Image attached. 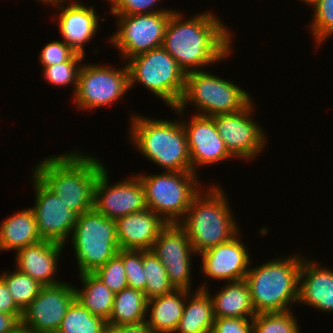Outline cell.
<instances>
[{"label": "cell", "instance_id": "cell-2", "mask_svg": "<svg viewBox=\"0 0 333 333\" xmlns=\"http://www.w3.org/2000/svg\"><path fill=\"white\" fill-rule=\"evenodd\" d=\"M72 151L41 160L32 174L79 216L93 209L95 183L105 165L96 156Z\"/></svg>", "mask_w": 333, "mask_h": 333}, {"label": "cell", "instance_id": "cell-45", "mask_svg": "<svg viewBox=\"0 0 333 333\" xmlns=\"http://www.w3.org/2000/svg\"><path fill=\"white\" fill-rule=\"evenodd\" d=\"M305 4L312 6L317 0H301Z\"/></svg>", "mask_w": 333, "mask_h": 333}, {"label": "cell", "instance_id": "cell-10", "mask_svg": "<svg viewBox=\"0 0 333 333\" xmlns=\"http://www.w3.org/2000/svg\"><path fill=\"white\" fill-rule=\"evenodd\" d=\"M110 65L82 64L74 95L77 109L91 110L107 107L122 100L130 91L126 63L118 69Z\"/></svg>", "mask_w": 333, "mask_h": 333}, {"label": "cell", "instance_id": "cell-26", "mask_svg": "<svg viewBox=\"0 0 333 333\" xmlns=\"http://www.w3.org/2000/svg\"><path fill=\"white\" fill-rule=\"evenodd\" d=\"M223 287L213 297L210 294L215 318H253L256 315L245 280L228 282Z\"/></svg>", "mask_w": 333, "mask_h": 333}, {"label": "cell", "instance_id": "cell-19", "mask_svg": "<svg viewBox=\"0 0 333 333\" xmlns=\"http://www.w3.org/2000/svg\"><path fill=\"white\" fill-rule=\"evenodd\" d=\"M68 1L70 0H59L49 5H55L60 11L56 19L63 41L77 53L85 55L84 44L89 43L100 29V16L96 14L93 5L87 7L78 0H71L73 3L70 4Z\"/></svg>", "mask_w": 333, "mask_h": 333}, {"label": "cell", "instance_id": "cell-16", "mask_svg": "<svg viewBox=\"0 0 333 333\" xmlns=\"http://www.w3.org/2000/svg\"><path fill=\"white\" fill-rule=\"evenodd\" d=\"M32 177L35 205L31 208L36 217L38 233L42 240L65 245L72 235L77 215L34 174Z\"/></svg>", "mask_w": 333, "mask_h": 333}, {"label": "cell", "instance_id": "cell-20", "mask_svg": "<svg viewBox=\"0 0 333 333\" xmlns=\"http://www.w3.org/2000/svg\"><path fill=\"white\" fill-rule=\"evenodd\" d=\"M167 225L149 208L120 217L116 220L119 247L122 250H151Z\"/></svg>", "mask_w": 333, "mask_h": 333}, {"label": "cell", "instance_id": "cell-7", "mask_svg": "<svg viewBox=\"0 0 333 333\" xmlns=\"http://www.w3.org/2000/svg\"><path fill=\"white\" fill-rule=\"evenodd\" d=\"M251 100L250 94L240 86L201 70L186 74L183 96L173 110L183 115L187 105L192 103L199 109L197 115L213 117L240 111Z\"/></svg>", "mask_w": 333, "mask_h": 333}, {"label": "cell", "instance_id": "cell-12", "mask_svg": "<svg viewBox=\"0 0 333 333\" xmlns=\"http://www.w3.org/2000/svg\"><path fill=\"white\" fill-rule=\"evenodd\" d=\"M254 108L251 100L240 111L213 116L218 133L234 158L253 161L266 145L265 130L251 118Z\"/></svg>", "mask_w": 333, "mask_h": 333}, {"label": "cell", "instance_id": "cell-41", "mask_svg": "<svg viewBox=\"0 0 333 333\" xmlns=\"http://www.w3.org/2000/svg\"><path fill=\"white\" fill-rule=\"evenodd\" d=\"M107 333H155L145 322L139 324L108 326Z\"/></svg>", "mask_w": 333, "mask_h": 333}, {"label": "cell", "instance_id": "cell-27", "mask_svg": "<svg viewBox=\"0 0 333 333\" xmlns=\"http://www.w3.org/2000/svg\"><path fill=\"white\" fill-rule=\"evenodd\" d=\"M78 276L84 288H75L76 299L94 316L108 321L112 313L115 293L94 273H84Z\"/></svg>", "mask_w": 333, "mask_h": 333}, {"label": "cell", "instance_id": "cell-6", "mask_svg": "<svg viewBox=\"0 0 333 333\" xmlns=\"http://www.w3.org/2000/svg\"><path fill=\"white\" fill-rule=\"evenodd\" d=\"M144 187L147 208L167 224H179L186 216L194 196L201 190L199 174L164 171L137 175ZM200 181V182H199Z\"/></svg>", "mask_w": 333, "mask_h": 333}, {"label": "cell", "instance_id": "cell-29", "mask_svg": "<svg viewBox=\"0 0 333 333\" xmlns=\"http://www.w3.org/2000/svg\"><path fill=\"white\" fill-rule=\"evenodd\" d=\"M107 321L94 316L77 299L69 306L57 333H107Z\"/></svg>", "mask_w": 333, "mask_h": 333}, {"label": "cell", "instance_id": "cell-11", "mask_svg": "<svg viewBox=\"0 0 333 333\" xmlns=\"http://www.w3.org/2000/svg\"><path fill=\"white\" fill-rule=\"evenodd\" d=\"M172 13L115 15L118 29L109 38V43L116 50L119 49L124 62L138 54L161 47Z\"/></svg>", "mask_w": 333, "mask_h": 333}, {"label": "cell", "instance_id": "cell-38", "mask_svg": "<svg viewBox=\"0 0 333 333\" xmlns=\"http://www.w3.org/2000/svg\"><path fill=\"white\" fill-rule=\"evenodd\" d=\"M76 51H74L64 41H51L42 48L39 54V62L43 69L47 66L67 62Z\"/></svg>", "mask_w": 333, "mask_h": 333}, {"label": "cell", "instance_id": "cell-22", "mask_svg": "<svg viewBox=\"0 0 333 333\" xmlns=\"http://www.w3.org/2000/svg\"><path fill=\"white\" fill-rule=\"evenodd\" d=\"M316 264L314 259L302 257L297 304L330 313L333 312V270Z\"/></svg>", "mask_w": 333, "mask_h": 333}, {"label": "cell", "instance_id": "cell-1", "mask_svg": "<svg viewBox=\"0 0 333 333\" xmlns=\"http://www.w3.org/2000/svg\"><path fill=\"white\" fill-rule=\"evenodd\" d=\"M183 16L178 10L171 14L162 47L185 74L201 71L232 54V32L219 16L210 11L185 21Z\"/></svg>", "mask_w": 333, "mask_h": 333}, {"label": "cell", "instance_id": "cell-39", "mask_svg": "<svg viewBox=\"0 0 333 333\" xmlns=\"http://www.w3.org/2000/svg\"><path fill=\"white\" fill-rule=\"evenodd\" d=\"M211 333H253V318H215Z\"/></svg>", "mask_w": 333, "mask_h": 333}, {"label": "cell", "instance_id": "cell-25", "mask_svg": "<svg viewBox=\"0 0 333 333\" xmlns=\"http://www.w3.org/2000/svg\"><path fill=\"white\" fill-rule=\"evenodd\" d=\"M206 285L205 283L197 288L193 295L191 291L188 293L183 314L175 332L211 333L215 317L210 290Z\"/></svg>", "mask_w": 333, "mask_h": 333}, {"label": "cell", "instance_id": "cell-43", "mask_svg": "<svg viewBox=\"0 0 333 333\" xmlns=\"http://www.w3.org/2000/svg\"><path fill=\"white\" fill-rule=\"evenodd\" d=\"M12 333H31V332L29 330H27L26 328L20 326Z\"/></svg>", "mask_w": 333, "mask_h": 333}, {"label": "cell", "instance_id": "cell-23", "mask_svg": "<svg viewBox=\"0 0 333 333\" xmlns=\"http://www.w3.org/2000/svg\"><path fill=\"white\" fill-rule=\"evenodd\" d=\"M188 293L189 290L175 289L172 293L147 300L148 319L145 323L155 333H175Z\"/></svg>", "mask_w": 333, "mask_h": 333}, {"label": "cell", "instance_id": "cell-34", "mask_svg": "<svg viewBox=\"0 0 333 333\" xmlns=\"http://www.w3.org/2000/svg\"><path fill=\"white\" fill-rule=\"evenodd\" d=\"M311 7L315 12L310 30L318 47L333 35V0H317Z\"/></svg>", "mask_w": 333, "mask_h": 333}, {"label": "cell", "instance_id": "cell-28", "mask_svg": "<svg viewBox=\"0 0 333 333\" xmlns=\"http://www.w3.org/2000/svg\"><path fill=\"white\" fill-rule=\"evenodd\" d=\"M147 299L144 292L126 288L114 294L108 326L139 324L146 321Z\"/></svg>", "mask_w": 333, "mask_h": 333}, {"label": "cell", "instance_id": "cell-14", "mask_svg": "<svg viewBox=\"0 0 333 333\" xmlns=\"http://www.w3.org/2000/svg\"><path fill=\"white\" fill-rule=\"evenodd\" d=\"M109 179L107 168L104 167L94 187L93 208L98 213L117 220L147 208L144 187L137 175L111 185Z\"/></svg>", "mask_w": 333, "mask_h": 333}, {"label": "cell", "instance_id": "cell-17", "mask_svg": "<svg viewBox=\"0 0 333 333\" xmlns=\"http://www.w3.org/2000/svg\"><path fill=\"white\" fill-rule=\"evenodd\" d=\"M187 123L185 120L182 121L193 173H198V166L206 167V165L223 162L228 158L234 159L226 149L213 117L195 114Z\"/></svg>", "mask_w": 333, "mask_h": 333}, {"label": "cell", "instance_id": "cell-4", "mask_svg": "<svg viewBox=\"0 0 333 333\" xmlns=\"http://www.w3.org/2000/svg\"><path fill=\"white\" fill-rule=\"evenodd\" d=\"M202 190L194 196L185 218L179 223L198 255L230 241L240 231L223 189L213 185L208 186L205 193Z\"/></svg>", "mask_w": 333, "mask_h": 333}, {"label": "cell", "instance_id": "cell-3", "mask_svg": "<svg viewBox=\"0 0 333 333\" xmlns=\"http://www.w3.org/2000/svg\"><path fill=\"white\" fill-rule=\"evenodd\" d=\"M182 120L150 119L133 113L130 140L137 152L164 171L193 172Z\"/></svg>", "mask_w": 333, "mask_h": 333}, {"label": "cell", "instance_id": "cell-36", "mask_svg": "<svg viewBox=\"0 0 333 333\" xmlns=\"http://www.w3.org/2000/svg\"><path fill=\"white\" fill-rule=\"evenodd\" d=\"M122 261L128 287L144 292L146 278L143 271V250H122Z\"/></svg>", "mask_w": 333, "mask_h": 333}, {"label": "cell", "instance_id": "cell-5", "mask_svg": "<svg viewBox=\"0 0 333 333\" xmlns=\"http://www.w3.org/2000/svg\"><path fill=\"white\" fill-rule=\"evenodd\" d=\"M301 264L302 256L293 255L249 268L245 281L256 314L293 310L291 305L298 303Z\"/></svg>", "mask_w": 333, "mask_h": 333}, {"label": "cell", "instance_id": "cell-37", "mask_svg": "<svg viewBox=\"0 0 333 333\" xmlns=\"http://www.w3.org/2000/svg\"><path fill=\"white\" fill-rule=\"evenodd\" d=\"M111 5L113 15H138L159 12H174L170 9H155L154 6L161 0H106ZM156 4V5H155ZM151 7V8H150Z\"/></svg>", "mask_w": 333, "mask_h": 333}, {"label": "cell", "instance_id": "cell-21", "mask_svg": "<svg viewBox=\"0 0 333 333\" xmlns=\"http://www.w3.org/2000/svg\"><path fill=\"white\" fill-rule=\"evenodd\" d=\"M63 244L42 240L39 243L23 247L16 252V269L29 275L43 286L62 283L55 279L58 269V259L62 253Z\"/></svg>", "mask_w": 333, "mask_h": 333}, {"label": "cell", "instance_id": "cell-24", "mask_svg": "<svg viewBox=\"0 0 333 333\" xmlns=\"http://www.w3.org/2000/svg\"><path fill=\"white\" fill-rule=\"evenodd\" d=\"M42 241L37 230L36 217L32 208L11 214L0 224V250L15 253L23 247Z\"/></svg>", "mask_w": 333, "mask_h": 333}, {"label": "cell", "instance_id": "cell-30", "mask_svg": "<svg viewBox=\"0 0 333 333\" xmlns=\"http://www.w3.org/2000/svg\"><path fill=\"white\" fill-rule=\"evenodd\" d=\"M143 271L145 273V297L147 300L172 293L175 288L170 283L164 265L151 250H143Z\"/></svg>", "mask_w": 333, "mask_h": 333}, {"label": "cell", "instance_id": "cell-18", "mask_svg": "<svg viewBox=\"0 0 333 333\" xmlns=\"http://www.w3.org/2000/svg\"><path fill=\"white\" fill-rule=\"evenodd\" d=\"M240 234L199 254L203 276L227 283L245 280L252 261L248 247L239 239Z\"/></svg>", "mask_w": 333, "mask_h": 333}, {"label": "cell", "instance_id": "cell-13", "mask_svg": "<svg viewBox=\"0 0 333 333\" xmlns=\"http://www.w3.org/2000/svg\"><path fill=\"white\" fill-rule=\"evenodd\" d=\"M75 287L65 281L43 286L23 310L21 326L31 333H57L69 306L76 299Z\"/></svg>", "mask_w": 333, "mask_h": 333}, {"label": "cell", "instance_id": "cell-15", "mask_svg": "<svg viewBox=\"0 0 333 333\" xmlns=\"http://www.w3.org/2000/svg\"><path fill=\"white\" fill-rule=\"evenodd\" d=\"M151 251L164 265L175 289L192 291L191 256L197 254L192 249L186 231L179 224H168L156 238Z\"/></svg>", "mask_w": 333, "mask_h": 333}, {"label": "cell", "instance_id": "cell-33", "mask_svg": "<svg viewBox=\"0 0 333 333\" xmlns=\"http://www.w3.org/2000/svg\"><path fill=\"white\" fill-rule=\"evenodd\" d=\"M85 55L75 53L67 62L47 66L43 69V78L53 87H66L73 84L75 93L78 83V74Z\"/></svg>", "mask_w": 333, "mask_h": 333}, {"label": "cell", "instance_id": "cell-32", "mask_svg": "<svg viewBox=\"0 0 333 333\" xmlns=\"http://www.w3.org/2000/svg\"><path fill=\"white\" fill-rule=\"evenodd\" d=\"M292 312L256 314L253 317V333H300V325Z\"/></svg>", "mask_w": 333, "mask_h": 333}, {"label": "cell", "instance_id": "cell-44", "mask_svg": "<svg viewBox=\"0 0 333 333\" xmlns=\"http://www.w3.org/2000/svg\"><path fill=\"white\" fill-rule=\"evenodd\" d=\"M38 1H41V3L46 4L48 6V4L55 2V1H59V0H38Z\"/></svg>", "mask_w": 333, "mask_h": 333}, {"label": "cell", "instance_id": "cell-42", "mask_svg": "<svg viewBox=\"0 0 333 333\" xmlns=\"http://www.w3.org/2000/svg\"><path fill=\"white\" fill-rule=\"evenodd\" d=\"M22 315L0 312V333H12L21 326Z\"/></svg>", "mask_w": 333, "mask_h": 333}, {"label": "cell", "instance_id": "cell-8", "mask_svg": "<svg viewBox=\"0 0 333 333\" xmlns=\"http://www.w3.org/2000/svg\"><path fill=\"white\" fill-rule=\"evenodd\" d=\"M130 89L141 83L170 108H176L185 90L186 74L161 46L126 60Z\"/></svg>", "mask_w": 333, "mask_h": 333}, {"label": "cell", "instance_id": "cell-40", "mask_svg": "<svg viewBox=\"0 0 333 333\" xmlns=\"http://www.w3.org/2000/svg\"><path fill=\"white\" fill-rule=\"evenodd\" d=\"M0 312L12 315H22L23 311L16 305L5 282L0 278Z\"/></svg>", "mask_w": 333, "mask_h": 333}, {"label": "cell", "instance_id": "cell-31", "mask_svg": "<svg viewBox=\"0 0 333 333\" xmlns=\"http://www.w3.org/2000/svg\"><path fill=\"white\" fill-rule=\"evenodd\" d=\"M16 305L23 311L39 294L43 285L16 269L0 274Z\"/></svg>", "mask_w": 333, "mask_h": 333}, {"label": "cell", "instance_id": "cell-9", "mask_svg": "<svg viewBox=\"0 0 333 333\" xmlns=\"http://www.w3.org/2000/svg\"><path fill=\"white\" fill-rule=\"evenodd\" d=\"M70 239L79 274L94 273L120 250L116 220L94 208L77 216Z\"/></svg>", "mask_w": 333, "mask_h": 333}, {"label": "cell", "instance_id": "cell-35", "mask_svg": "<svg viewBox=\"0 0 333 333\" xmlns=\"http://www.w3.org/2000/svg\"><path fill=\"white\" fill-rule=\"evenodd\" d=\"M94 274L114 293L128 288L126 272L122 261V249L98 268Z\"/></svg>", "mask_w": 333, "mask_h": 333}]
</instances>
